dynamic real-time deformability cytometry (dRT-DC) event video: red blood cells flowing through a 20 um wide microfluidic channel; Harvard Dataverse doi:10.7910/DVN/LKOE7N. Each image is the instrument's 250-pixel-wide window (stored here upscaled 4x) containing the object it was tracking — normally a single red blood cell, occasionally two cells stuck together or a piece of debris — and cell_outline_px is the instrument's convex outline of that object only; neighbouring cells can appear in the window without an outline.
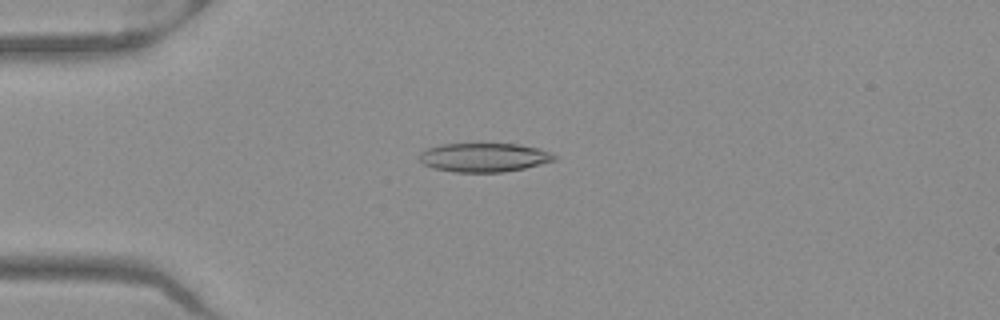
{"species": "Egyptian fruit bat (a non-hibernating species)", "species_latin": "Rousettus aegyptiacus", "temperature_condition": "warm", "stored_images_in_passage": 52, "camera_frame_rate_fps": 3000, "um_per_image_px": 0.085, "frame": {"image": 1, "passage_image": 14, "time_ms": 4.333, "image_size_px": [1000, 320], "cell_outline_px": [[556, 160], [524, 168], [504, 172], [452, 172], [432, 168], [424, 164], [416, 156], [420, 152], [428, 148], [440, 144], [520, 144], [540, 148], [552, 152], [556, 156]], "centroid_in_image_um": [41.13, 13.38], "position_along_channel_um": 43.9, "area_um2": 22.95}}
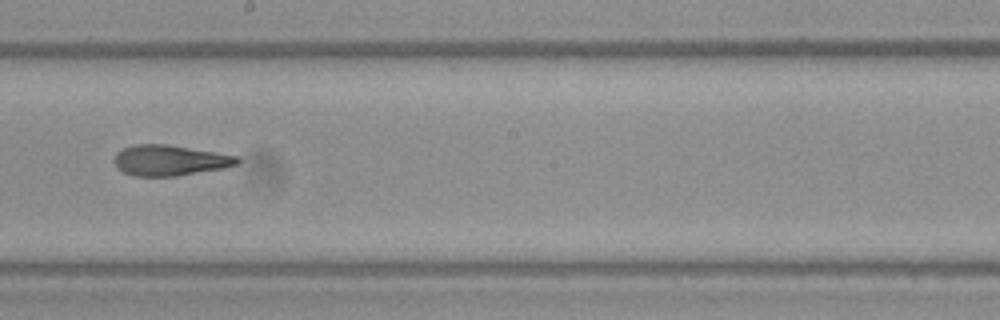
{"frame": {"image": 2, "passage_image": 30, "time_ms": 9.667, "image_size_px": [1000, 320], "cell_outline_px": [[240, 164], [228, 168], [176, 176], [136, 176], [124, 172], [116, 168], [112, 160], [116, 152], [132, 144], [168, 144], [240, 156]], "centroid_in_image_um": [14.46, 13.63], "position_along_channel_um": 233.7, "area_um2": 22.43}}
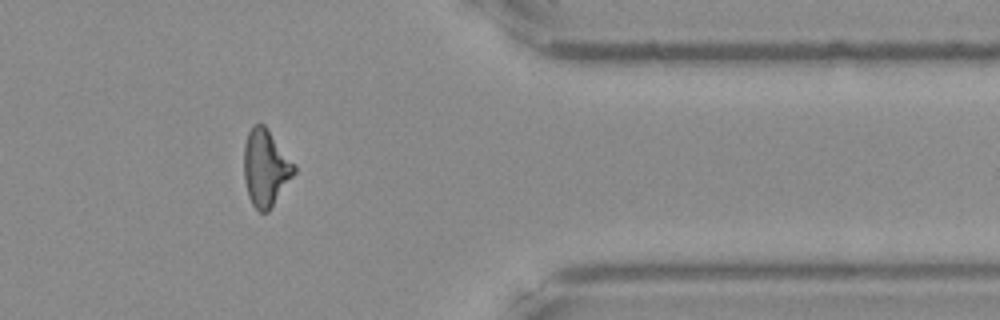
{"frame": {"image": 3, "passage_image": 43, "time_ms": 14.0, "image_size_px": [1000, 320], "cell_outline_px": [[296, 172], [268, 212], [260, 212], [252, 204], [248, 196], [244, 180], [244, 144], [248, 132], [252, 124], [264, 124], [268, 128], [296, 164]], "centroid_in_image_um": [22.58, 14.24], "position_along_channel_um": 388.8, "area_um2": 22.72}, "authors_computed_cell_mechanics": {"area_um2": 22.5131, "velocity_mm_per_s": 3.9909, "shape_relaxation_time_tau1_ms": 11.1783, "shape_relaxation_time_tau2_ms": 2.8642, "deformation_change_tau1": 0.2769, "deformation_change_tau2": 0.1307}}